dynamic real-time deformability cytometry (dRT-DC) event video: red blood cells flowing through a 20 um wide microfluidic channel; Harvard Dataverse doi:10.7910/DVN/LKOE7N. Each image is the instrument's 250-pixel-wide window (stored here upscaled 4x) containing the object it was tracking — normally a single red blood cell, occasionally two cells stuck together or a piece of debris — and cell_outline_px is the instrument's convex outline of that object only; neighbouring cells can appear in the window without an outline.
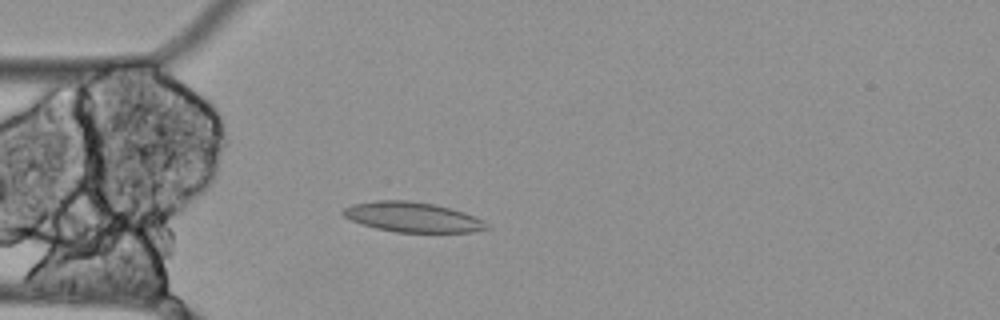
{"species": "Egyptian fruit bat (a non-hibernating species)", "species_latin": "Rousettus aegyptiacus", "temperature_condition": "cold", "stored_images_in_passage": 5, "camera_frame_rate_fps": 3000, "um_per_image_px": 0.085, "animal": {"sex": "female"}, "frame": {"image": 1, "passage_image": 4, "time_ms": 1.0, "image_size_px": [1000, 320], "cell_outline_px": [[492, 228], [472, 232], [396, 232], [376, 228], [352, 220], [344, 216], [340, 212], [344, 208], [352, 204], [376, 200], [408, 200], [436, 204], [464, 212], [488, 224]], "centroid_in_image_um": [35.06, 18.45], "position_along_channel_um": 49.9, "area_um2": 24.97}}